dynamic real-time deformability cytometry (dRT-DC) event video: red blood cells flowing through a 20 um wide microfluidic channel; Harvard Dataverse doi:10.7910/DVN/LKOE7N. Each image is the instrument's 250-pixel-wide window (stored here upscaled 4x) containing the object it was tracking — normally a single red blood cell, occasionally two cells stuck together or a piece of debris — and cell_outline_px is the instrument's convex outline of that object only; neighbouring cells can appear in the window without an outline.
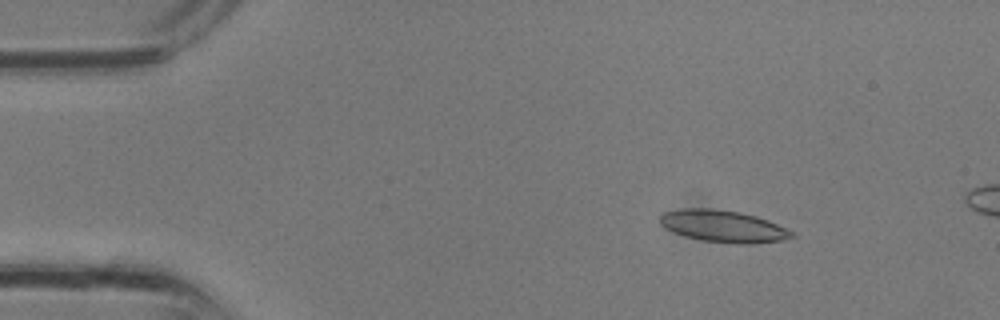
{"species": "common noctule bat (a hibernating species)", "species_latin": "Nyctalus noctula", "temperature_condition": "room temperature", "stored_images_in_passage": 10, "camera_frame_rate_fps": 3000, "um_per_image_px": 0.085, "animal": {"sex": "male", "body_mass_g": 13.3}, "frame": {"image": 1, "passage_image": 5, "time_ms": 1.333, "image_size_px": [1000, 320], "cell_outline_px": [[796, 236], [780, 240], [752, 244], [736, 244], [704, 240], [684, 236], [660, 224], [660, 216], [664, 212], [684, 208], [712, 208], [740, 212], [756, 216], [768, 220], [792, 232]], "centroid_in_image_um": [61.47, 19.22], "position_along_channel_um": 23.5, "area_um2": 24.22}}